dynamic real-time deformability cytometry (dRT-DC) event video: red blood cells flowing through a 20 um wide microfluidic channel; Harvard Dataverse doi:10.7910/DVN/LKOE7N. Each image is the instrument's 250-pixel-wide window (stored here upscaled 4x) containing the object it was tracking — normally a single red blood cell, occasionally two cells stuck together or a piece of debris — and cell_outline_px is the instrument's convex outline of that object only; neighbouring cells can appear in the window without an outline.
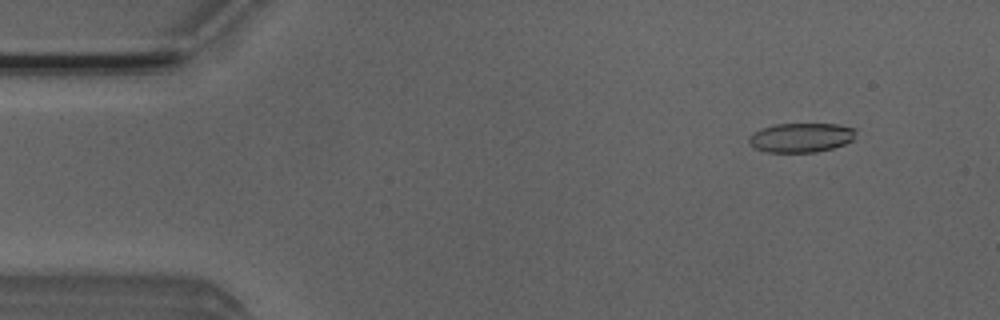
{"species": "Egyptian fruit bat (a non-hibernating species)", "species_latin": "Rousettus aegyptiacus", "temperature_condition": "room temperature", "stored_images_in_passage": 8, "camera_frame_rate_fps": 3000, "um_per_image_px": 0.085, "animal": {"sex": "male"}, "frame": {"image": 1, "passage_image": 2, "time_ms": 0.333, "image_size_px": [1000, 320], "cell_outline_px": [[856, 132], [852, 140], [844, 144], [832, 148], [816, 152], [768, 152], [756, 148], [748, 144], [748, 136], [752, 132], [760, 128], [776, 124], [836, 124], [856, 128]], "centroid_in_image_um": [68.05, 11.69], "position_along_channel_um": 16.9, "area_um2": 18.38}}
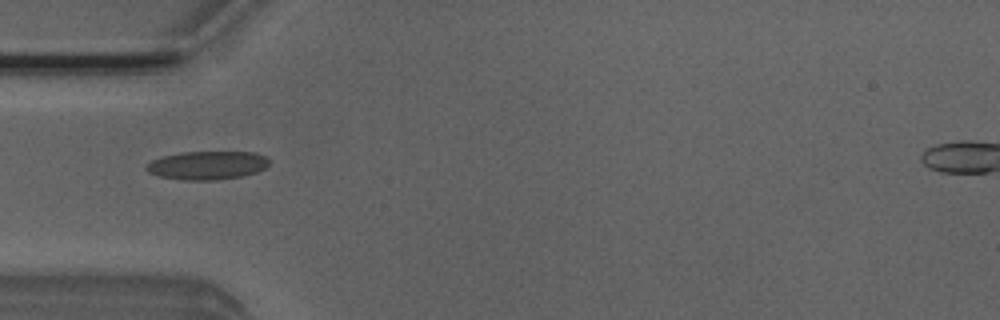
{"frame": {"image": 2, "passage_image": 5, "time_ms": 1.333, "image_size_px": [1000, 320], "cell_outline_px": [[272, 160], [264, 168], [256, 172], [240, 176], [216, 180], [184, 180], [160, 176], [148, 172], [144, 168], [152, 160], [160, 156], [180, 152], [256, 152], [268, 156]], "centroid_in_image_um": [17.63, 14.03], "position_along_channel_um": 67.4, "area_um2": 20.52}}